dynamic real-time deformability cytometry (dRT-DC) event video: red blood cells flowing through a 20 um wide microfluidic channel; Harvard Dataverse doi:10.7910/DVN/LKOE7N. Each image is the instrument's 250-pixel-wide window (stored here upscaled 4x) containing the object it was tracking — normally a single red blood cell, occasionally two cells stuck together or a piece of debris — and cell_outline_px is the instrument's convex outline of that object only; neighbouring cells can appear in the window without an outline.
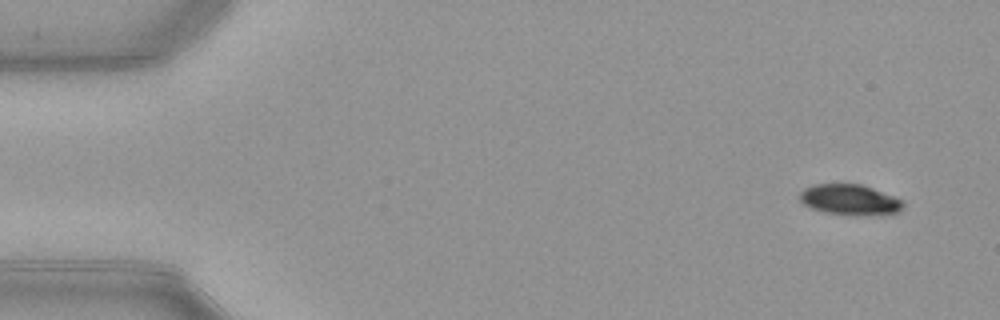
{"species": "common noctule bat (a hibernating species)", "species_latin": "Nyctalus noctula", "temperature_condition": "warm", "stored_images_in_passage": 50, "camera_frame_rate_fps": 3000, "um_per_image_px": 0.085, "animal": {"sex": "female", "body_mass_g": 21.9}, "frame": {"image": 1, "passage_image": 1, "time_ms": 0.0, "image_size_px": [1000, 320], "cell_outline_px": [[904, 204], [900, 212], [880, 216], [856, 216], [824, 212], [812, 208], [804, 204], [800, 200], [800, 192], [804, 188], [816, 184], [860, 184], [872, 188], [904, 200]], "centroid_in_image_um": [72.29, 17.0], "position_along_channel_um": 12.7, "area_um2": 18.73}}
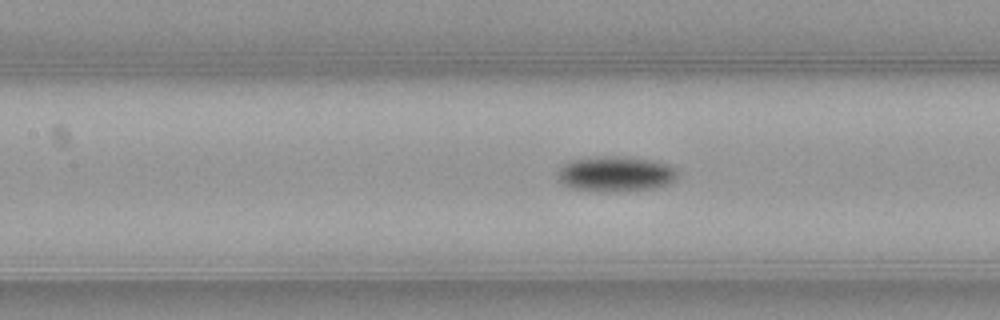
{"frame": {"image": 2, "passage_image": 21, "time_ms": 6.667, "image_size_px": [1000, 320], "cell_outline_px": [[676, 176], [668, 184], [656, 188], [616, 192], [596, 192], [572, 188], [556, 180], [560, 168], [568, 160], [596, 156], [632, 156], [656, 160], [668, 164], [676, 168]], "centroid_in_image_um": [52.31, 14.77], "position_along_channel_um": 155.1, "area_um2": 25.32}}
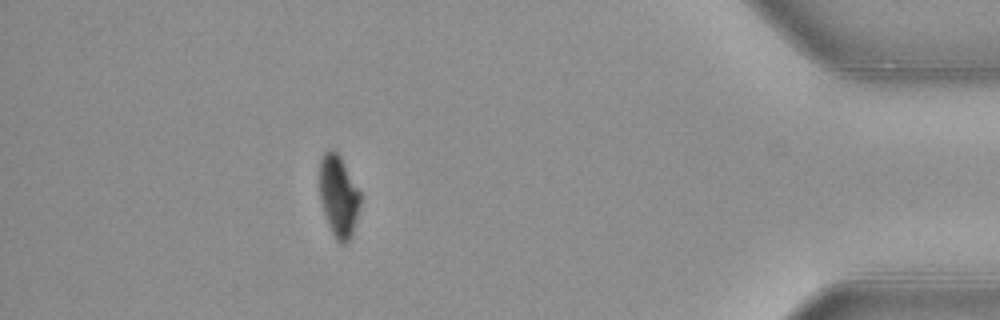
{"frame": {"image": 3, "passage_image": 44, "time_ms": 14.333, "image_size_px": [1000, 320], "cell_outline_px": [[360, 208], [352, 236], [344, 244], [340, 244], [336, 240], [328, 224], [320, 200], [320, 160], [324, 152], [328, 148], [332, 148], [340, 156], [360, 192]], "centroid_in_image_um": [28.78, 16.67], "position_along_channel_um": 406.4, "area_um2": 19.36}, "authors_computed_cell_mechanics": {"area_um2": 21.7328, "velocity_mm_per_s": 3.9649, "shape_relaxation_time_tau1_ms": 1.7022, "shape_relaxation_time_tau2_ms": null, "deformation_change_tau1": 0.1161, "deformation_change_tau2": null}}